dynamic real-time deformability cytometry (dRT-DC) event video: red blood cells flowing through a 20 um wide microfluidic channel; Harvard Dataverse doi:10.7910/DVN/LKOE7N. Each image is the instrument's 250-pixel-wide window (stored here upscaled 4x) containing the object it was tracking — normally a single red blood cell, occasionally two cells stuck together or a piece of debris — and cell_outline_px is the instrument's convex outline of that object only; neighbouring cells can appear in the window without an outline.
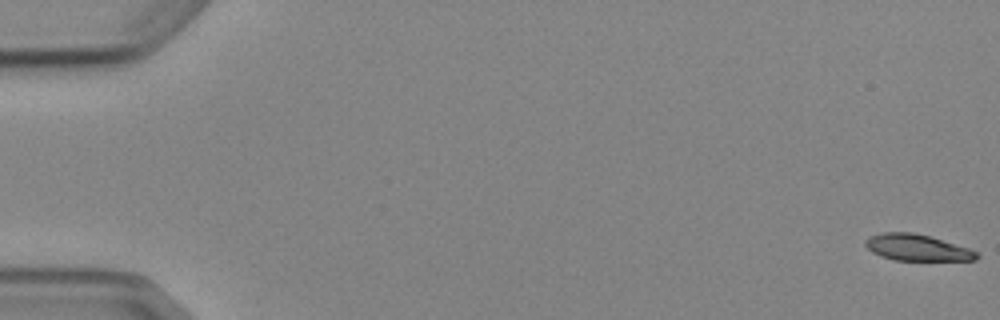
{"species": "Egyptian fruit bat (a non-hibernating species)", "species_latin": "Rousettus aegyptiacus", "temperature_condition": "cold", "stored_images_in_passage": 4, "segment_of_instrument_passage": [2, 2], "camera_frame_rate_fps": 3000, "um_per_image_px": 0.085, "animal": {"sex": "female"}, "frame": {"image": 1, "passage_image": 4, "time_ms": 4.667, "image_size_px": [1000, 320], "cell_outline_px": [[980, 256], [976, 260], [896, 260], [880, 256], [872, 252], [864, 244], [864, 240], [872, 236], [884, 232], [912, 232], [928, 236], [968, 248], [976, 252]], "centroid_in_image_um": [77.92, 21.05], "position_along_channel_um": 7.1, "area_um2": 16.82}}